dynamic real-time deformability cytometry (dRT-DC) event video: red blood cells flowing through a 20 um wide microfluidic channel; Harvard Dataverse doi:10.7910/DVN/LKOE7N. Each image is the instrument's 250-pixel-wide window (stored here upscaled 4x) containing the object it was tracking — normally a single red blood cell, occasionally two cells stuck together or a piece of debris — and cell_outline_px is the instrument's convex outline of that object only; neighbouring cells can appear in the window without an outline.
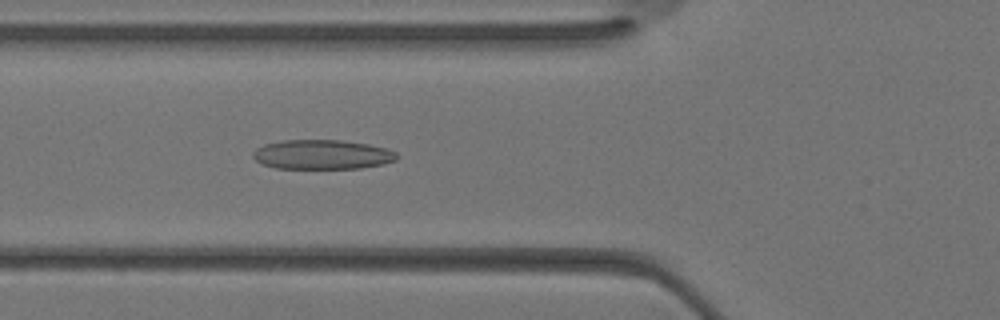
{"species": "Egyptian fruit bat (a non-hibernating species)", "species_latin": "Rousettus aegyptiacus", "temperature_condition": "warm", "stored_images_in_passage": 35, "camera_frame_rate_fps": 3000, "um_per_image_px": 0.085, "animal": {"sex": "female"}, "frame": {"image": 1, "passage_image": 13, "time_ms": 4.0, "image_size_px": [1000, 320], "cell_outline_px": [[396, 160], [384, 164], [360, 168], [276, 168], [264, 164], [256, 160], [252, 156], [252, 152], [256, 148], [264, 144], [284, 140], [340, 140], [368, 144], [384, 148], [396, 152]], "centroid_in_image_um": [27.36, 13.13], "position_along_channel_um": 98.4, "area_um2": 24.57}}
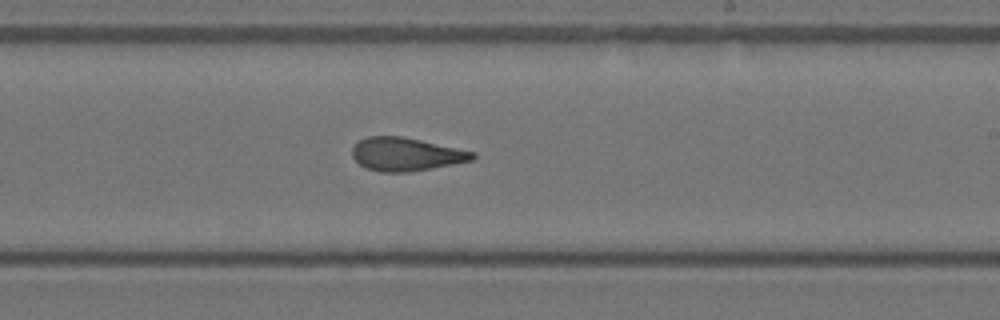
{"frame": {"image": 2, "passage_image": 21, "time_ms": 6.667, "image_size_px": [1000, 320], "cell_outline_px": [[476, 156], [472, 160], [432, 168], [408, 172], [380, 172], [368, 168], [360, 164], [352, 156], [352, 148], [360, 140], [368, 136], [400, 136], [420, 140], [476, 152]], "centroid_in_image_um": [34.51, 13.11], "position_along_channel_um": 254.5, "area_um2": 23.06}}
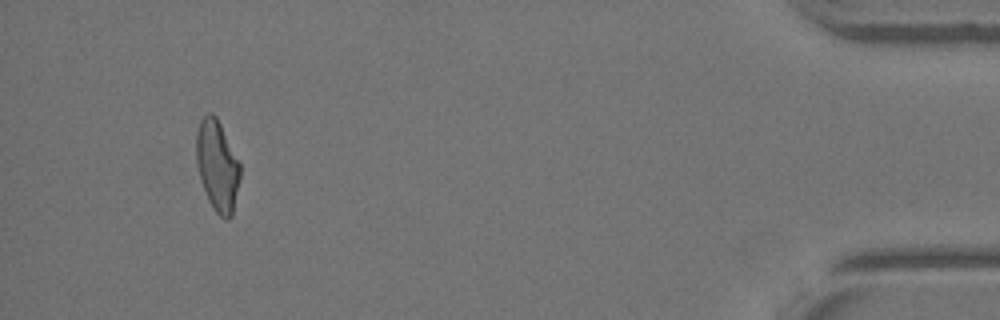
{"frame": {"image": 3, "passage_image": 33, "time_ms": 10.667, "image_size_px": [1000, 320], "cell_outline_px": [[240, 176], [232, 216], [228, 220], [224, 220], [212, 208], [208, 200], [200, 180], [196, 164], [196, 132], [200, 120], [208, 112], [212, 112], [216, 116], [240, 164]], "centroid_in_image_um": [18.45, 14.11], "position_along_channel_um": 416.8, "area_um2": 23.24}}